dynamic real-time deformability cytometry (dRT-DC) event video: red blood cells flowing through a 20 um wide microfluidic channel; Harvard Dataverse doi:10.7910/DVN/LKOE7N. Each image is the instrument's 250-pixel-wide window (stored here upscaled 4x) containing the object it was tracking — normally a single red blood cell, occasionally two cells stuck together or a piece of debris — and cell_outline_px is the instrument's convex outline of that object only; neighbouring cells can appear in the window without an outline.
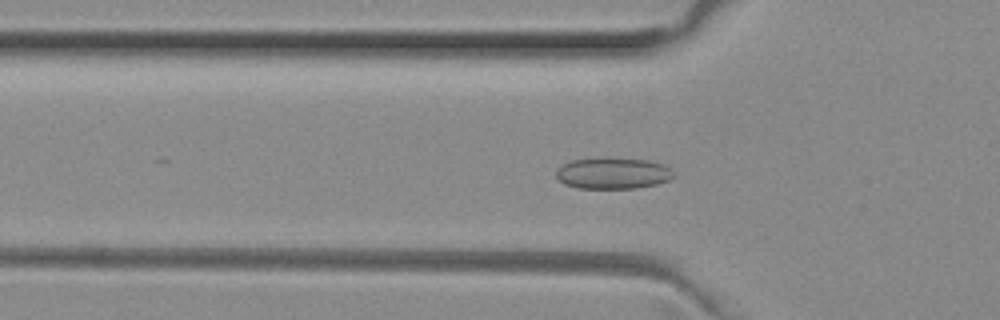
{"species": "common noctule bat (a hibernating species)", "species_latin": "Nyctalus noctula", "temperature_condition": "room temperature", "stored_images_in_passage": 34, "camera_frame_rate_fps": 3000, "um_per_image_px": 0.085, "animal": {"sex": "female", "body_mass_g": 29.2, "forearm_length_mm": 56.3}, "frame": {"image": 1, "passage_image": 2, "time_ms": 0.333, "image_size_px": [1000, 320], "cell_outline_px": [[676, 176], [668, 180], [656, 184], [636, 188], [580, 188], [564, 184], [556, 176], [556, 168], [560, 164], [572, 160], [600, 156], [648, 160], [664, 164], [676, 172]], "centroid_in_image_um": [52.1, 14.69], "position_along_channel_um": 73.7, "area_um2": 22.02}}
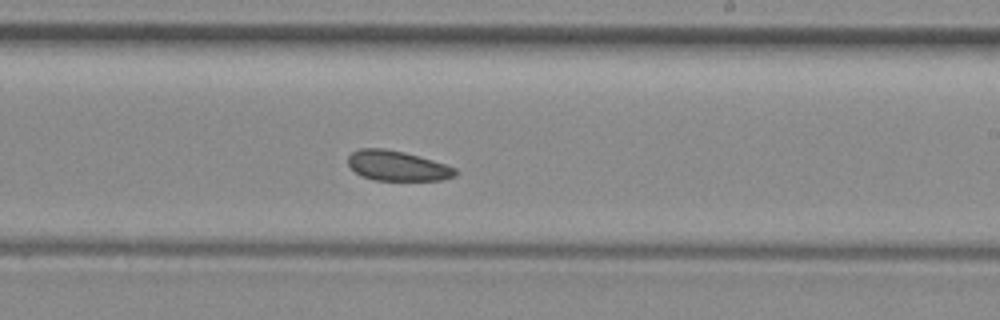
{"frame": {"image": 2, "passage_image": 16, "time_ms": 5.0, "image_size_px": [1000, 320], "cell_outline_px": [[456, 176], [444, 180], [372, 180], [360, 176], [348, 164], [348, 156], [352, 152], [360, 148], [384, 148], [404, 152], [420, 156], [456, 168]], "centroid_in_image_um": [33.76, 14.09], "position_along_channel_um": 255.2, "area_um2": 18.84}}
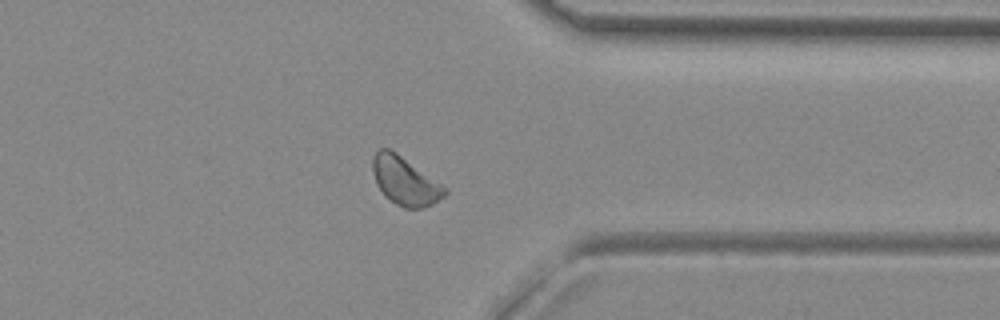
{"frame": {"image": 3, "passage_image": 26, "time_ms": 8.333, "image_size_px": [1000, 320], "cell_outline_px": [[448, 192], [444, 196], [432, 204], [424, 208], [404, 208], [396, 204], [384, 196], [376, 184], [372, 172], [372, 156], [380, 148], [388, 148], [396, 152], [448, 188]], "centroid_in_image_um": [34.41, 15.38], "position_along_channel_um": 377.0, "area_um2": 20.4}, "authors_computed_cell_mechanics": {"area_um2": 19.8832, "velocity_mm_per_s": 3.8783, "shape_relaxation_time_tau1_ms": null, "shape_relaxation_time_tau2_ms": 4.8367, "deformation_change_tau1": null, "deformation_change_tau2": 0.0757}}